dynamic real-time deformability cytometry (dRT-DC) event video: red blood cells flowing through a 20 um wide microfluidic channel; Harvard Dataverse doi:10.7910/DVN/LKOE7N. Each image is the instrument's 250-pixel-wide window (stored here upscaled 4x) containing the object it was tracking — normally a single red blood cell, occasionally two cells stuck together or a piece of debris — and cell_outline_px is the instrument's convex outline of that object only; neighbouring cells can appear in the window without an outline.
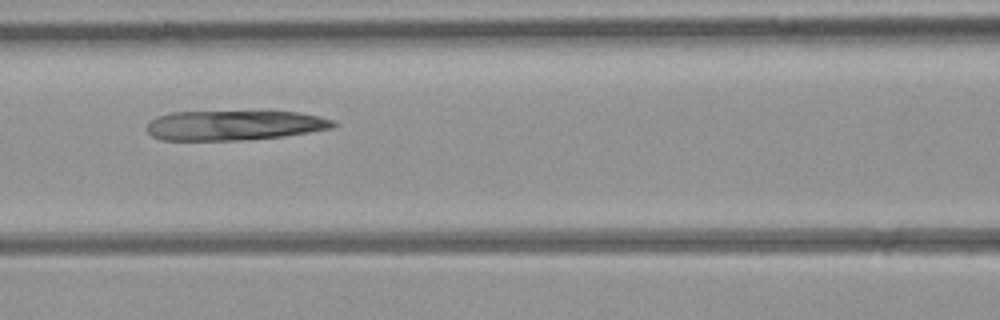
{"species": "common noctule bat (a hibernating species)", "species_latin": "Nyctalus noctula", "temperature_condition": "room temperature", "stored_images_in_passage": 5, "camera_frame_rate_fps": 3000, "um_per_image_px": 0.085, "animal": {"sex": "female", "body_mass_g": 21.9}, "frame": {"image": 1, "passage_image": 5, "time_ms": 5.333, "image_size_px": [1000, 320], "cell_outline_px": [[336, 124], [332, 128], [284, 136], [244, 140], [160, 140], [152, 136], [148, 132], [148, 124], [156, 116], [172, 112], [296, 112], [320, 116], [336, 120]], "centroid_in_image_um": [19.92, 10.65], "position_along_channel_um": 146.7, "area_um2": 32.25}}